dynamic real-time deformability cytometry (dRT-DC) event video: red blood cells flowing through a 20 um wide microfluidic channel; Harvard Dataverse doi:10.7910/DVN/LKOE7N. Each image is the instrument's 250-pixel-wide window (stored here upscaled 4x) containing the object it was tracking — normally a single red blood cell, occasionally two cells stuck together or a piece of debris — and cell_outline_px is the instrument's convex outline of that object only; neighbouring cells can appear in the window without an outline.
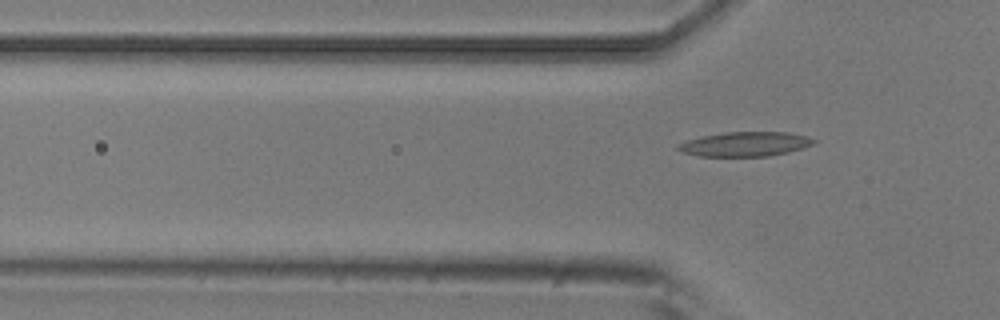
{"species": "common noctule bat (a hibernating species)", "species_latin": "Nyctalus noctula", "temperature_condition": "room temperature", "stored_images_in_passage": 3, "camera_frame_rate_fps": 3000, "um_per_image_px": 0.085, "animal": {"sex": "male", "body_mass_g": 20.5, "forearm_length_mm": 52.5}, "frame": {"image": 1, "passage_image": 3, "time_ms": 0.667, "image_size_px": [1000, 320], "cell_outline_px": [[816, 140], [812, 144], [788, 152], [768, 156], [700, 156], [684, 152], [676, 148], [680, 144], [688, 140], [700, 136], [724, 132], [788, 132], [804, 136]], "centroid_in_image_um": [63.32, 12.24], "position_along_channel_um": 62.5, "area_um2": 19.02}}